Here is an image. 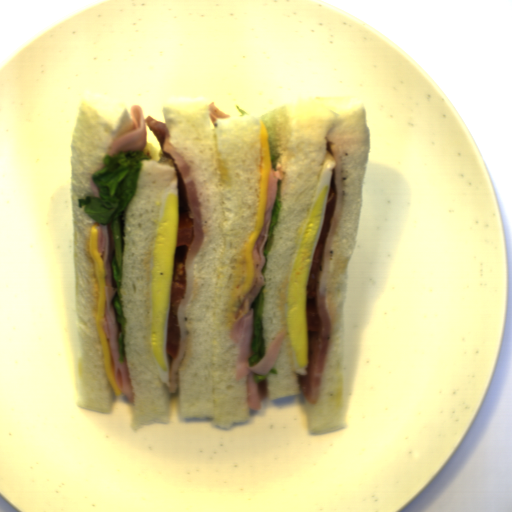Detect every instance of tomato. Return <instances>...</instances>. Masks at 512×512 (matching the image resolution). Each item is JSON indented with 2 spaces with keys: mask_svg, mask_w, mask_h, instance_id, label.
Segmentation results:
<instances>
[{
  "mask_svg": "<svg viewBox=\"0 0 512 512\" xmlns=\"http://www.w3.org/2000/svg\"><path fill=\"white\" fill-rule=\"evenodd\" d=\"M338 189L335 168H331L329 194L325 206L323 221L315 245L306 285H305V319L307 331L308 366L306 374H298L299 384L305 398H310L317 361L321 349L323 321L318 309V293L322 272L323 257L331 228L332 219L336 212Z\"/></svg>",
  "mask_w": 512,
  "mask_h": 512,
  "instance_id": "obj_1",
  "label": "tomato"
},
{
  "mask_svg": "<svg viewBox=\"0 0 512 512\" xmlns=\"http://www.w3.org/2000/svg\"><path fill=\"white\" fill-rule=\"evenodd\" d=\"M175 177H177L178 190L177 236L166 329L167 363L169 373L173 361L178 356L181 345V325L179 321L178 307L183 300L187 289L188 272L186 260L187 254L193 244L195 232L193 210L189 204L186 185L178 166H175Z\"/></svg>",
  "mask_w": 512,
  "mask_h": 512,
  "instance_id": "obj_2",
  "label": "tomato"
},
{
  "mask_svg": "<svg viewBox=\"0 0 512 512\" xmlns=\"http://www.w3.org/2000/svg\"><path fill=\"white\" fill-rule=\"evenodd\" d=\"M325 139H326V143H325L326 151H327V152L329 153V155L333 158L334 154H333V151H332L331 146H335V143H333L332 141H330L327 137H326Z\"/></svg>",
  "mask_w": 512,
  "mask_h": 512,
  "instance_id": "obj_3",
  "label": "tomato"
}]
</instances>
